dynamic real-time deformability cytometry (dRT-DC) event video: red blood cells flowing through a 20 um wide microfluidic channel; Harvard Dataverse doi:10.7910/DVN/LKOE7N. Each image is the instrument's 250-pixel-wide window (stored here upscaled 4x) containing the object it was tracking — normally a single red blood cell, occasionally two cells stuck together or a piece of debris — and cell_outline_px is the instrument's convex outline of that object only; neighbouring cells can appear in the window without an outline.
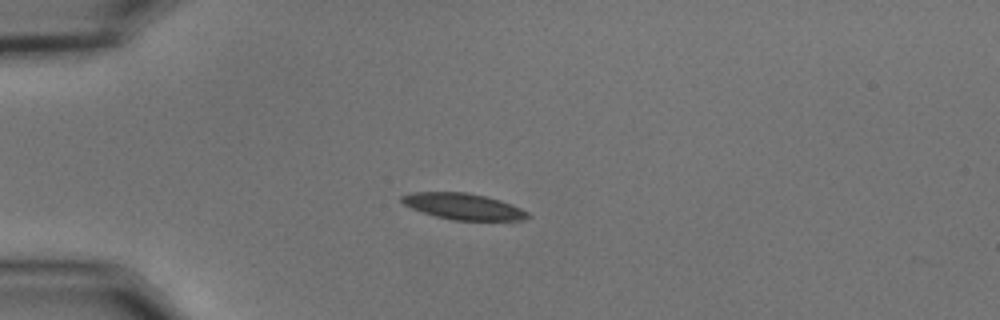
{"species": "common noctule bat (a hibernating species)", "species_latin": "Nyctalus noctula", "temperature_condition": "cold", "stored_images_in_passage": 29, "camera_frame_rate_fps": 3000, "um_per_image_px": 0.085, "animal": {"sex": "male", "body_mass_g": 15.6}, "frame": {"image": 1, "passage_image": 15, "time_ms": 4.667, "image_size_px": [1000, 320], "cell_outline_px": [[532, 216], [524, 220], [452, 220], [436, 216], [412, 208], [404, 204], [400, 200], [400, 196], [412, 192], [468, 192], [500, 200], [512, 204], [528, 212]], "centroid_in_image_um": [39.4, 17.54], "position_along_channel_um": 45.6, "area_um2": 19.19}}